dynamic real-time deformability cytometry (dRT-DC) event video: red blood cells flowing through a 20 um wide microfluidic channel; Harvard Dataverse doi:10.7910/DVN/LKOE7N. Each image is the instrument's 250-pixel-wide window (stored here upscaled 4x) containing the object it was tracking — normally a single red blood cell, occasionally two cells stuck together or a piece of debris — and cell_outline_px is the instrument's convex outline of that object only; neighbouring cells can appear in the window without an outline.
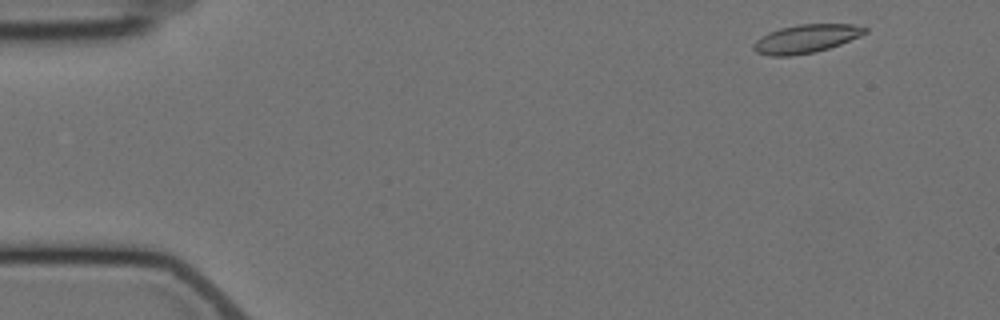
{"species": "Egyptian fruit bat (a non-hibernating species)", "species_latin": "Rousettus aegyptiacus", "temperature_condition": "cold", "stored_images_in_passage": 6, "camera_frame_rate_fps": 3000, "um_per_image_px": 0.085, "animal": {"sex": "female"}, "frame": {"image": 1, "passage_image": 1, "time_ms": 0.0, "image_size_px": [1000, 320], "cell_outline_px": [[868, 32], [860, 36], [840, 44], [816, 52], [792, 56], [772, 56], [756, 52], [752, 48], [752, 44], [756, 40], [768, 32], [780, 28], [800, 24], [852, 24], [868, 28]], "centroid_in_image_um": [68.5, 3.29], "position_along_channel_um": 16.5, "area_um2": 18.5}}
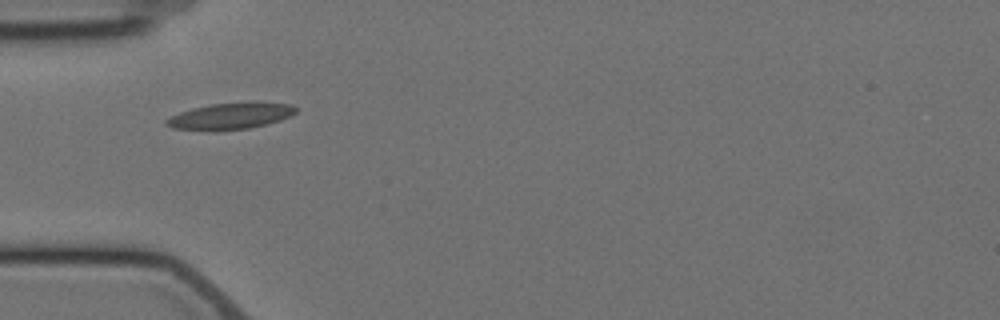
{"frame": {"image": 2, "passage_image": 5, "time_ms": 4.333, "image_size_px": [1000, 320], "cell_outline_px": [[296, 112], [280, 120], [268, 124], [248, 128], [172, 128], [164, 124], [164, 120], [180, 112], [192, 108], [212, 104], [256, 100], [292, 104], [296, 108]], "centroid_in_image_um": [19.68, 9.79], "position_along_channel_um": 65.3, "area_um2": 19.48}}
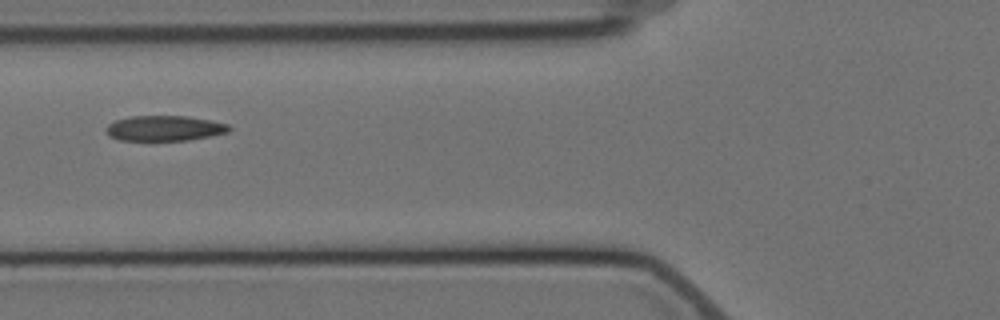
{"frame": {"image": 3, "passage_image": 6, "time_ms": 5.667, "image_size_px": [1000, 320], "cell_outline_px": [[232, 128], [228, 132], [188, 140], [120, 140], [108, 136], [104, 128], [108, 124], [116, 120], [132, 116], [188, 116], [212, 120], [228, 124]], "centroid_in_image_um": [13.97, 10.89], "position_along_channel_um": 111.8, "area_um2": 18.15}}